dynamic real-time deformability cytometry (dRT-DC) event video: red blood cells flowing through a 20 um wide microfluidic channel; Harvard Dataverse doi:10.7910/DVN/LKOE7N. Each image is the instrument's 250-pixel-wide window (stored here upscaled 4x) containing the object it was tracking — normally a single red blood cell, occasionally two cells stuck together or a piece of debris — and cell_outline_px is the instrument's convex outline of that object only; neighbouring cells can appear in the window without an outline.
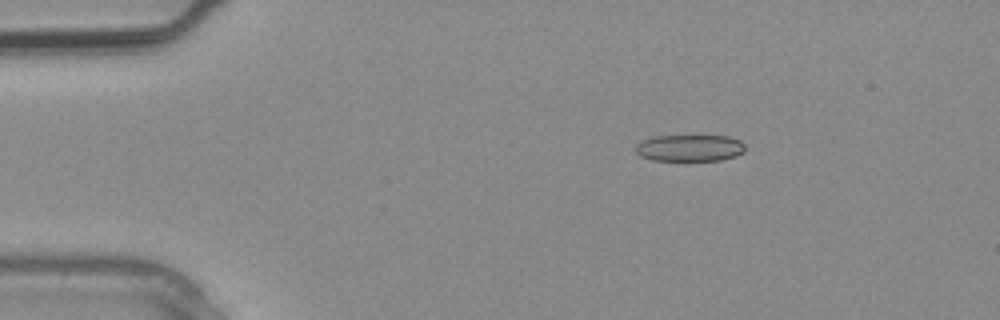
{"species": "common noctule bat (a hibernating species)", "species_latin": "Nyctalus noctula", "temperature_condition": "warm", "stored_images_in_passage": 3, "camera_frame_rate_fps": 3000, "um_per_image_px": 0.085, "animal": {"sex": "male", "body_mass_g": 20.4}, "frame": {"image": 1, "passage_image": 2, "time_ms": 0.333, "image_size_px": [1000, 320], "cell_outline_px": [[744, 152], [736, 156], [720, 160], [652, 160], [640, 156], [636, 152], [636, 144], [652, 136], [728, 136], [740, 140], [744, 144]], "centroid_in_image_um": [58.63, 12.57], "position_along_channel_um": 26.4, "area_um2": 16.99}}
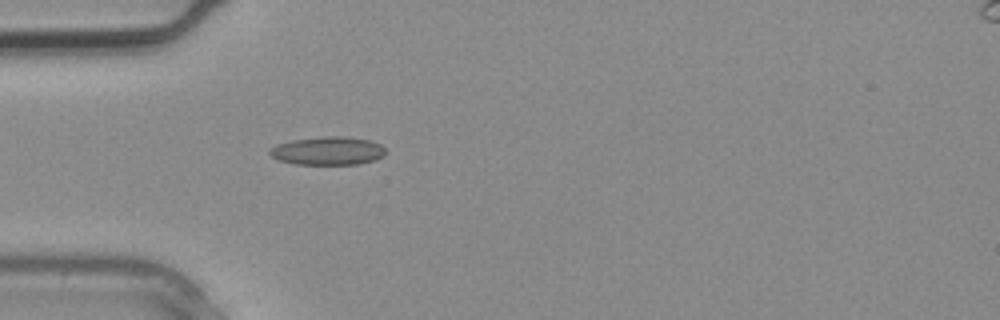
{"frame": {"image": 2, "passage_image": 3, "time_ms": 0.667, "image_size_px": [1000, 320], "cell_outline_px": [[384, 156], [376, 160], [360, 164], [296, 164], [280, 160], [272, 156], [268, 152], [268, 148], [276, 144], [292, 140], [324, 136], [344, 136], [372, 140], [380, 144], [384, 148]], "centroid_in_image_um": [27.87, 12.81], "position_along_channel_um": 57.1, "area_um2": 19.25}}